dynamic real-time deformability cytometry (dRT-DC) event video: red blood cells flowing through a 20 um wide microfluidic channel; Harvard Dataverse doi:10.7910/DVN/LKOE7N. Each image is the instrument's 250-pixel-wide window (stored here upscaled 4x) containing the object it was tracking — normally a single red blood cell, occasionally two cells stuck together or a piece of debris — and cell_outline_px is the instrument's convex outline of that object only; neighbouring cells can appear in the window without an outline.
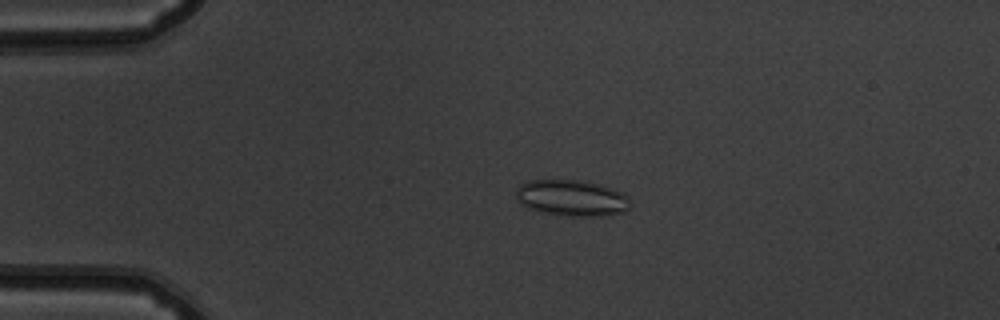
{"species": "common noctule bat (a hibernating species)", "species_latin": "Nyctalus noctula", "temperature_condition": "warm", "stored_images_in_passage": 47, "camera_frame_rate_fps": 3000, "um_per_image_px": 0.085, "animal": {"sex": "male", "body_mass_g": 19.5, "forearm_length_mm": 54.6}, "frame": {"image": 1, "passage_image": 6, "time_ms": 1.667, "image_size_px": [1000, 320], "cell_outline_px": [[632, 200], [628, 208], [624, 212], [608, 216], [568, 216], [544, 212], [528, 208], [520, 204], [516, 196], [516, 188], [520, 184], [528, 180], [576, 180], [600, 184], [624, 192]], "centroid_in_image_um": [48.63, 16.83], "position_along_channel_um": 36.4, "area_um2": 24.39}}
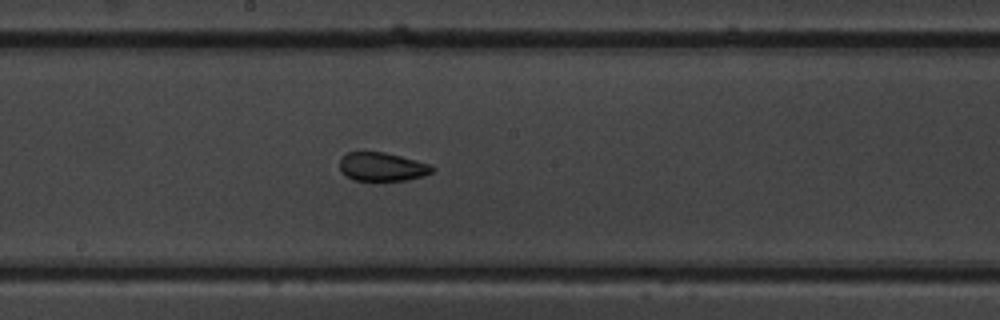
{"frame": {"image": 2, "passage_image": 23, "time_ms": 7.333, "image_size_px": [1000, 320], "cell_outline_px": [[436, 168], [432, 172], [420, 176], [404, 180], [352, 180], [340, 168], [340, 156], [348, 152], [384, 152], [432, 164]], "centroid_in_image_um": [32.49, 14.16], "position_along_channel_um": 215.7, "area_um2": 15.26}}
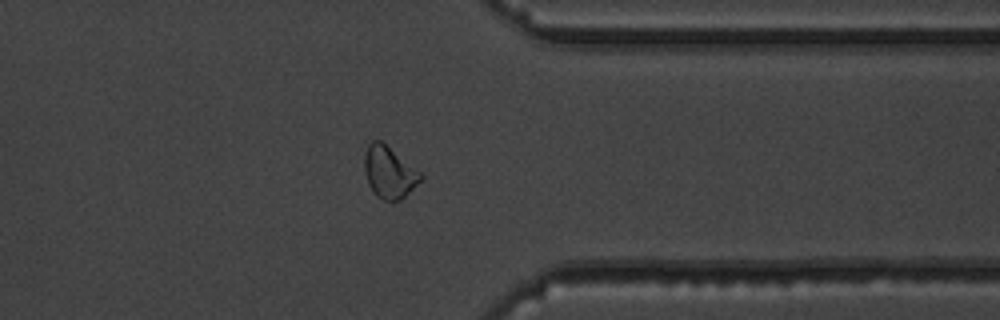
{"frame": {"image": 3, "passage_image": 36, "time_ms": 11.667, "image_size_px": [1000, 320], "cell_outline_px": [[424, 176], [400, 200], [384, 200], [376, 196], [372, 192], [368, 184], [364, 172], [364, 152], [368, 144], [372, 140], [380, 140], [420, 172]], "centroid_in_image_um": [33.02, 14.63], "position_along_channel_um": 378.4, "area_um2": 16.76}, "authors_computed_cell_mechanics": {"area_um2": 17.1088, "velocity_mm_per_s": 3.8723, "shape_relaxation_time_tau1_ms": null, "shape_relaxation_time_tau2_ms": 1.3723, "deformation_change_tau1": null, "deformation_change_tau2": 0.0793}}